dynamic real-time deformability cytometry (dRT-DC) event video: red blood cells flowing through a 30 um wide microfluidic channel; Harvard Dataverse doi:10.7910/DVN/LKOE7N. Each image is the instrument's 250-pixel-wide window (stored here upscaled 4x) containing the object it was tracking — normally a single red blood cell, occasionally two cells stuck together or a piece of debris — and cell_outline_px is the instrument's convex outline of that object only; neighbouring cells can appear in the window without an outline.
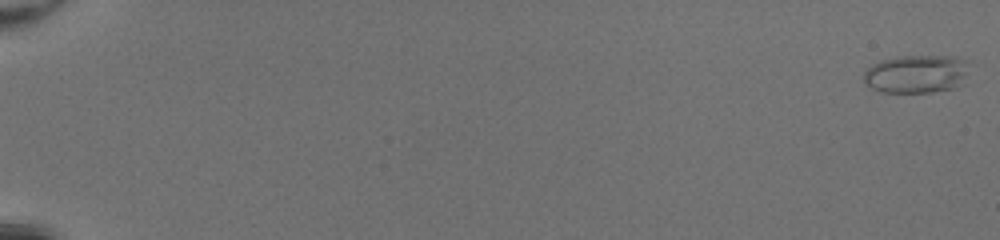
{"species": "common noctule bat (a hibernating species)", "species_latin": "Nyctalus noctula", "temperature_condition": "room temperature", "stored_images_in_passage": 52, "camera_frame_rate_fps": 3000, "um_per_image_px": 0.085, "animal": {"sex": "female", "body_mass_g": 20.0, "forearm_length_mm": 54.0}, "frame": {"image": 1, "passage_image": 1, "time_ms": 0.0, "image_size_px": [1000, 240], "cell_outline_px": [[968, 60], [964, 84], [956, 88], [932, 92], [880, 92], [864, 84], [864, 72], [872, 64], [880, 60], [896, 56], [956, 56]], "centroid_in_image_um": [77.9, 6.28], "position_along_channel_um": 7.1, "area_um2": 23.87}}
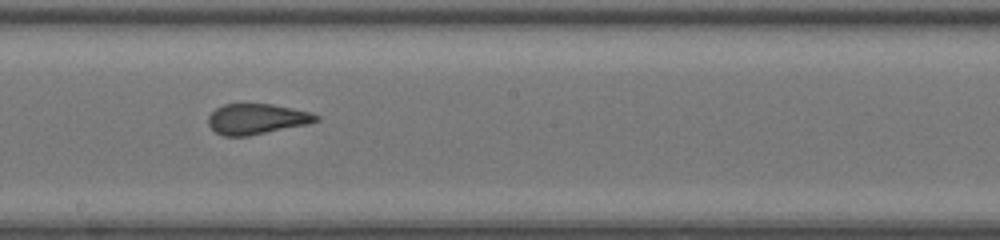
{"frame": {"image": 2, "passage_image": 32, "time_ms": 10.333, "image_size_px": [1000, 240], "cell_outline_px": [[320, 120], [308, 124], [248, 136], [224, 136], [216, 132], [208, 124], [208, 116], [216, 108], [224, 104], [272, 104], [312, 112], [320, 116]], "centroid_in_image_um": [21.84, 10.11], "position_along_channel_um": 226.4, "area_um2": 19.19}}
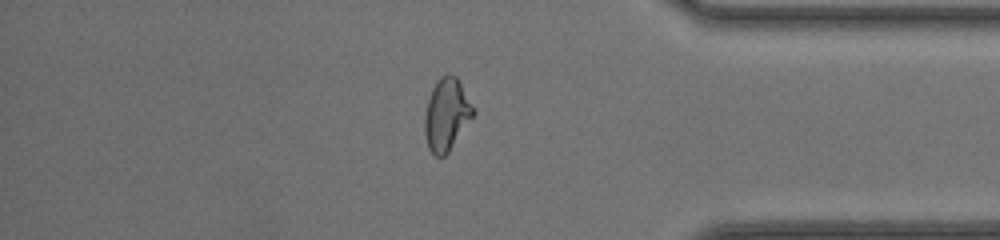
{"frame": {"image": 3, "passage_image": 45, "time_ms": 14.667, "image_size_px": [1000, 240], "cell_outline_px": [[476, 112], [448, 152], [444, 156], [436, 156], [428, 148], [424, 132], [424, 116], [428, 100], [432, 88], [436, 80], [440, 76], [456, 76], [476, 108]], "centroid_in_image_um": [37.96, 9.73], "position_along_channel_um": 397.2, "area_um2": 20.4}, "authors_computed_cell_mechanics": {"area_um2": 20.9814, "velocity_mm_per_s": 4.2971, "shape_relaxation_time_tau1_ms": null, "shape_relaxation_time_tau2_ms": 0.7081, "deformation_change_tau1": null, "deformation_change_tau2": 0.0546}}